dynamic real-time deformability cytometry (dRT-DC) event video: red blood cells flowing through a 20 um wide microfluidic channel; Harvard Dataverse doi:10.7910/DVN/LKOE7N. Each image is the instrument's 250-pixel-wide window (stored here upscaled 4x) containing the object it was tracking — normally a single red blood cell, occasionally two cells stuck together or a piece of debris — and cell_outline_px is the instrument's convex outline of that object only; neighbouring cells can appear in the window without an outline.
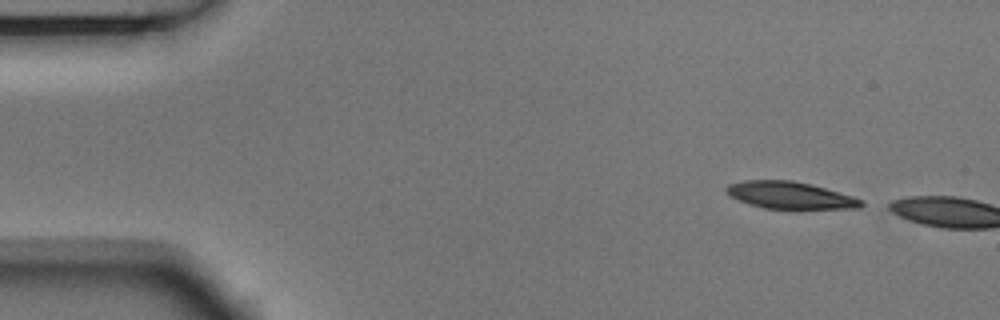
{"species": "Egyptian fruit bat (a non-hibernating species)", "species_latin": "Rousettus aegyptiacus", "temperature_condition": "room temperature", "stored_images_in_passage": 2, "camera_frame_rate_fps": 3000, "um_per_image_px": 0.085, "animal": {"sex": "male"}, "frame": {"image": 1, "passage_image": 1, "time_ms": 0.0, "image_size_px": [1000, 320], "cell_outline_px": [[864, 204], [860, 208], [764, 208], [748, 204], [732, 196], [724, 188], [728, 184], [744, 180], [792, 180], [824, 188], [852, 196], [864, 200]], "centroid_in_image_um": [67.14, 16.59], "position_along_channel_um": 17.9, "area_um2": 20.87}}